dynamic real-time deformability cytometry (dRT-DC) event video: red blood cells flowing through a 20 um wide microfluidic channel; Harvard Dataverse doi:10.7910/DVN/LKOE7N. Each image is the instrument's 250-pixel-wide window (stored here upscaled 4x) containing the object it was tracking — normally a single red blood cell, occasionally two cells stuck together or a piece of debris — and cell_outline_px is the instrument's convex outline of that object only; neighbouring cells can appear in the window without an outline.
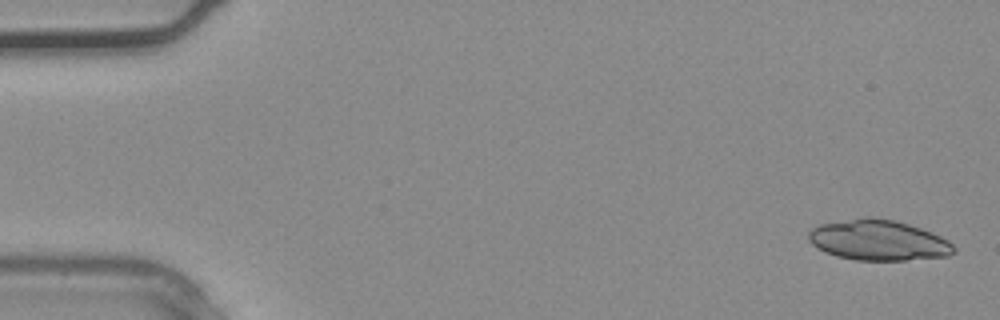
{"species": "common noctule bat (a hibernating species)", "species_latin": "Nyctalus noctula", "temperature_condition": "warm", "stored_images_in_passage": 4, "camera_frame_rate_fps": 3000, "um_per_image_px": 0.085, "animal": {"sex": "male", "body_mass_g": 20.4}, "frame": {"image": 1, "passage_image": 1, "time_ms": 0.0, "image_size_px": [1000, 320], "cell_outline_px": [[956, 252], [948, 256], [904, 260], [856, 260], [836, 256], [824, 252], [816, 248], [808, 240], [808, 232], [812, 228], [820, 224], [868, 216], [872, 216], [892, 220], [908, 224], [932, 232], [948, 240], [956, 248]], "centroid_in_image_um": [74.65, 20.42], "position_along_channel_um": 10.4, "area_um2": 34.39}}